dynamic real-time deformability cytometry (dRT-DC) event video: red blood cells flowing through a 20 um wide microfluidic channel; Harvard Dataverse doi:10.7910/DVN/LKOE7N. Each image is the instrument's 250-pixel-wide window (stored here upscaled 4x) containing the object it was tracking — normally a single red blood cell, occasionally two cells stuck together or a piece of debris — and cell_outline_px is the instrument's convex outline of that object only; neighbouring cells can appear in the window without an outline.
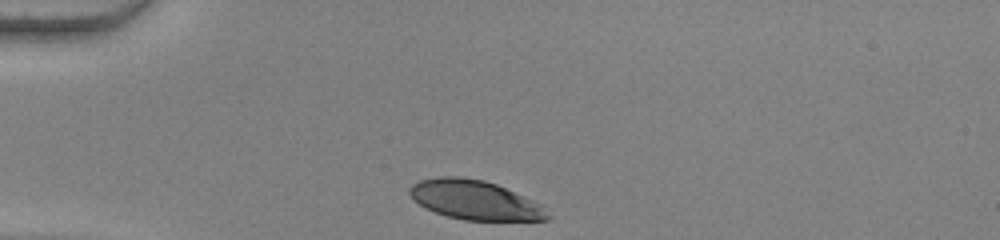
{"species": "human", "species_latin": "Homo sapiens", "temperature_condition": "warm", "stored_images_in_passage": 32, "camera_frame_rate_fps": 3000, "um_per_image_px": 0.085, "donor": {"sex": "female"}, "frame": {"image": 1, "passage_image": 1, "time_ms": 0.0, "image_size_px": [1000, 240], "cell_outline_px": [[552, 216], [548, 220], [464, 220], [448, 216], [424, 208], [412, 200], [408, 192], [408, 188], [412, 184], [420, 180], [440, 176], [460, 176], [484, 180], [496, 184], [532, 200], [540, 204]], "centroid_in_image_um": [40.32, 16.99], "position_along_channel_um": 44.7, "area_um2": 31.62}}
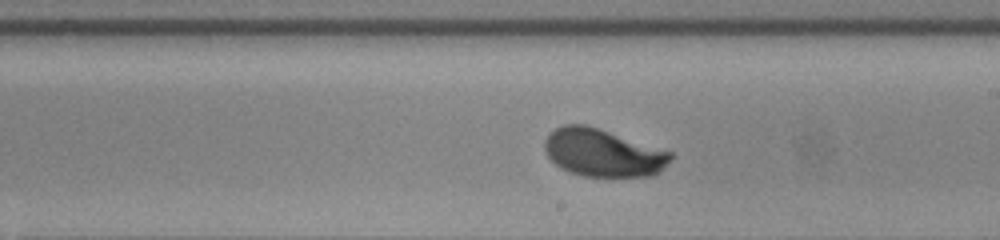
{"frame": {"image": 2, "passage_image": 19, "time_ms": 6.0, "image_size_px": [1000, 240], "cell_outline_px": [[672, 160], [652, 176], [584, 176], [560, 168], [548, 156], [544, 148], [544, 140], [548, 132], [564, 124], [584, 124], [672, 152]], "centroid_in_image_um": [51.21, 12.98], "position_along_channel_um": 237.8, "area_um2": 34.62}}
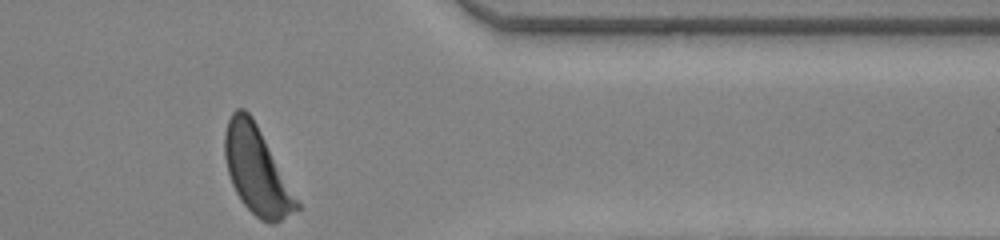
{"frame": {"image": 3, "passage_image": 32, "time_ms": 10.333, "image_size_px": [1000, 240], "cell_outline_px": [[300, 208], [280, 220], [272, 224], [268, 224], [260, 220], [240, 200], [232, 184], [228, 172], [224, 156], [224, 132], [228, 120], [232, 112], [236, 108], [244, 108], [252, 116], [300, 204]], "centroid_in_image_um": [21.78, 14.48], "position_along_channel_um": 389.6, "area_um2": 36.01}, "authors_computed_cell_mechanics": {"area_um2": 35.1424, "velocity_mm_per_s": 3.7784, "shape_relaxation_time_tau1_ms": 2.7777, "shape_relaxation_time_tau2_ms": null, "deformation_change_tau1": 0.156, "deformation_change_tau2": null}}